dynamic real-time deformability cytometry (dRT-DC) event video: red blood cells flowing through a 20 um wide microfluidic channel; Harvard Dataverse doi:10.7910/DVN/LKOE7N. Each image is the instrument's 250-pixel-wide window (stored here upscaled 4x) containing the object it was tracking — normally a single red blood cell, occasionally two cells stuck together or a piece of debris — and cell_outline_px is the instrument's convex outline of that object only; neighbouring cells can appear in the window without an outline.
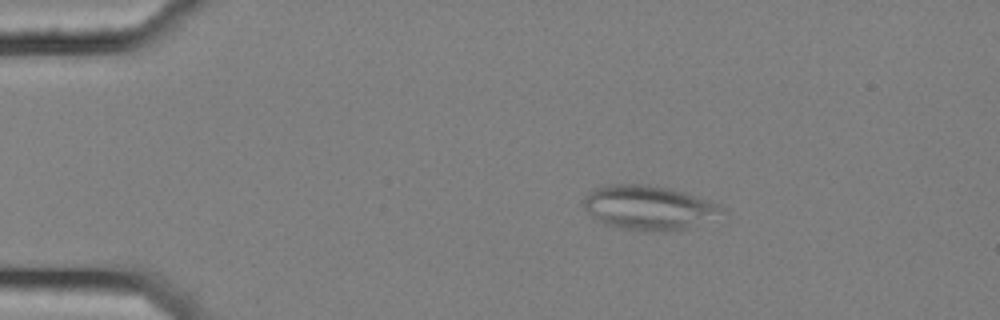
{"species": "common noctule bat (a hibernating species)", "species_latin": "Nyctalus noctula", "temperature_condition": "cold", "stored_images_in_passage": 53, "camera_frame_rate_fps": 3000, "um_per_image_px": 0.085, "animal": {"sex": "female", "body_mass_g": 25.1}, "frame": {"image": 1, "passage_image": 7, "time_ms": 2.0, "image_size_px": [1000, 320], "cell_outline_px": [[728, 220], [664, 232], [640, 232], [620, 228], [604, 224], [592, 216], [584, 208], [584, 196], [588, 192], [596, 188], [608, 184], [640, 184], [668, 188], [684, 192], [720, 204], [728, 212]], "centroid_in_image_um": [55.31, 17.69], "position_along_channel_um": 29.7, "area_um2": 37.05}}
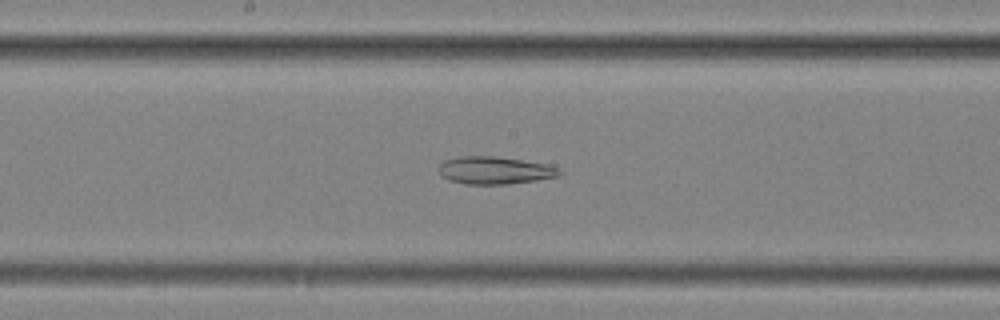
{"frame": {"image": 2, "passage_image": 27, "time_ms": 8.667, "image_size_px": [1000, 320], "cell_outline_px": [[564, 172], [556, 176], [536, 180], [508, 184], [464, 184], [448, 180], [440, 176], [440, 164], [444, 160], [460, 156], [492, 156], [548, 164]], "centroid_in_image_um": [42.01, 14.48], "position_along_channel_um": 206.2, "area_um2": 19.25}}
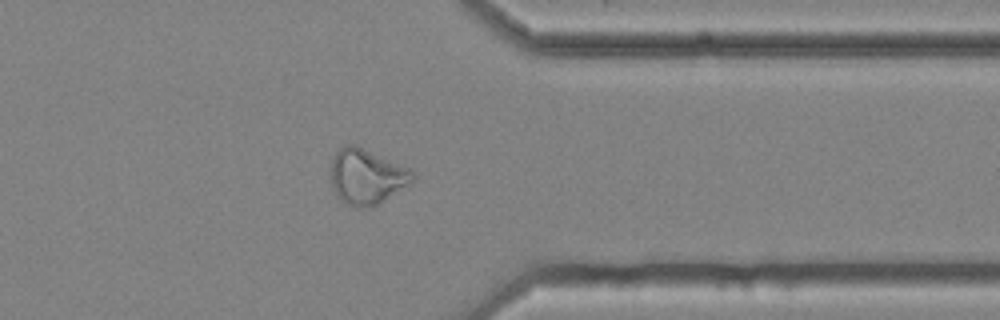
{"frame": {"image": 3, "passage_image": 42, "time_ms": 13.667, "image_size_px": [1000, 320], "cell_outline_px": [[416, 176], [408, 184], [372, 208], [360, 208], [344, 204], [340, 200], [332, 188], [332, 160], [336, 152], [344, 144], [356, 144], [408, 168]], "centroid_in_image_um": [31.13, 15.02], "position_along_channel_um": 380.3, "area_um2": 26.18}, "authors_computed_cell_mechanics": {"area_um2": 26.3568, "velocity_mm_per_s": 3.5736, "shape_relaxation_time_tau1_ms": null, "shape_relaxation_time_tau2_ms": 3.776, "deformation_change_tau1": null, "deformation_change_tau2": 0.1304}}